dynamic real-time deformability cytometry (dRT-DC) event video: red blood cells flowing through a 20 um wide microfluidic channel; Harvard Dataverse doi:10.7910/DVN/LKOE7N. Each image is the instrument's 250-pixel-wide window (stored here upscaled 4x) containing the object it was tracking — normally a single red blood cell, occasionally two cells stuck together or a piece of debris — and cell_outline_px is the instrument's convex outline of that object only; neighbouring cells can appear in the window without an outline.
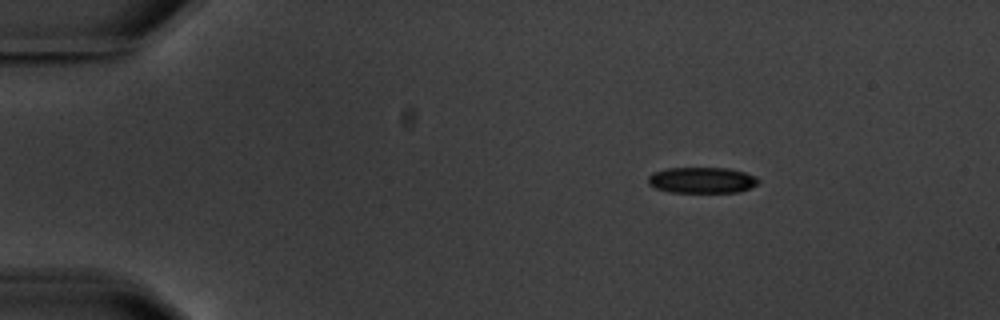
{"species": "common noctule bat (a hibernating species)", "species_latin": "Nyctalus noctula", "temperature_condition": "warm", "stored_images_in_passage": 5, "camera_frame_rate_fps": 3000, "um_per_image_px": 0.085, "animal": {"sex": "male", "body_mass_g": 20.1, "forearm_length_mm": 53.5}, "frame": {"image": 1, "passage_image": 1, "time_ms": 0.0, "image_size_px": [1000, 320], "cell_outline_px": [[760, 180], [756, 184], [748, 188], [736, 192], [668, 192], [656, 188], [648, 184], [648, 176], [652, 172], [668, 168], [728, 168], [744, 172], [756, 176]], "centroid_in_image_um": [59.63, 15.31], "position_along_channel_um": 25.4, "area_um2": 16.65}}
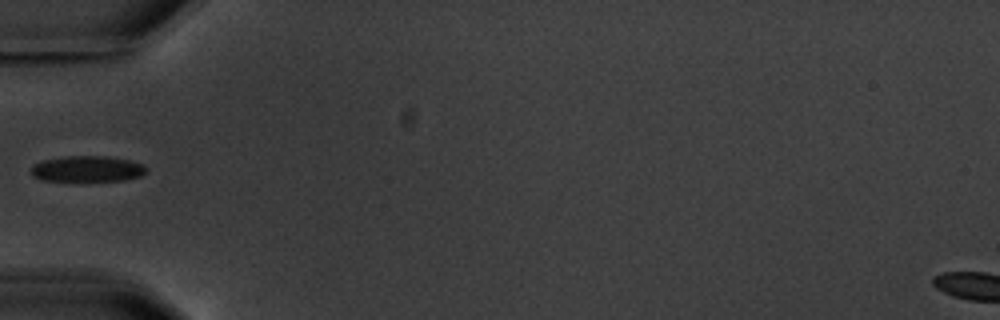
{"frame": {"image": 2, "passage_image": 4, "time_ms": 3.667, "image_size_px": [1000, 320], "cell_outline_px": [[148, 172], [140, 176], [124, 180], [80, 184], [44, 180], [32, 176], [32, 164], [44, 160], [64, 156], [104, 156], [128, 160], [144, 164], [148, 168]], "centroid_in_image_um": [7.42, 14.41], "position_along_channel_um": 77.6, "area_um2": 18.38}}